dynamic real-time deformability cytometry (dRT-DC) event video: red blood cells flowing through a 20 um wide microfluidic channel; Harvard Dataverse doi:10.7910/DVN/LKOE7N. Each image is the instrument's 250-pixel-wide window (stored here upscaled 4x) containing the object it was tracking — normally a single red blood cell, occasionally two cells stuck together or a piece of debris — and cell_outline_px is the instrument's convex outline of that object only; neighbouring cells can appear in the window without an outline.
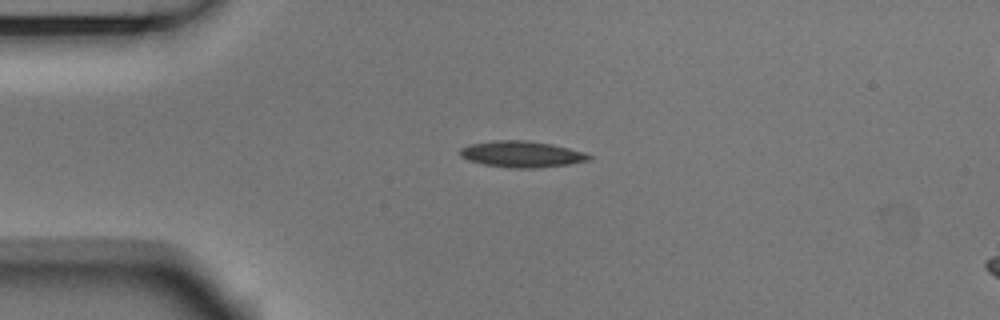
{"species": "Egyptian fruit bat (a non-hibernating species)", "species_latin": "Rousettus aegyptiacus", "temperature_condition": "room temperature", "stored_images_in_passage": 43, "camera_frame_rate_fps": 3000, "um_per_image_px": 0.085, "animal": {"sex": "male"}, "frame": {"image": 1, "passage_image": 1, "time_ms": 0.0, "image_size_px": [1000, 320], "cell_outline_px": [[592, 160], [568, 164], [540, 168], [508, 168], [484, 164], [468, 160], [460, 156], [460, 148], [472, 144], [496, 140], [524, 140], [552, 144], [584, 152], [592, 156]], "centroid_in_image_um": [44.37, 13.11], "position_along_channel_um": 40.6, "area_um2": 19.71}}
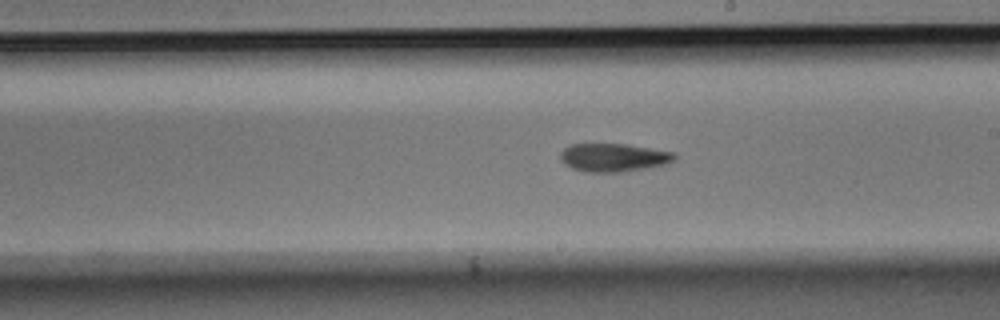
{"frame": {"image": 2, "passage_image": 19, "time_ms": 6.0, "image_size_px": [1000, 320], "cell_outline_px": [[676, 156], [668, 164], [620, 172], [584, 172], [572, 168], [564, 164], [560, 160], [560, 152], [568, 144], [624, 144], [676, 152]], "centroid_in_image_um": [52.11, 13.38], "position_along_channel_um": 236.9, "area_um2": 18.84}}
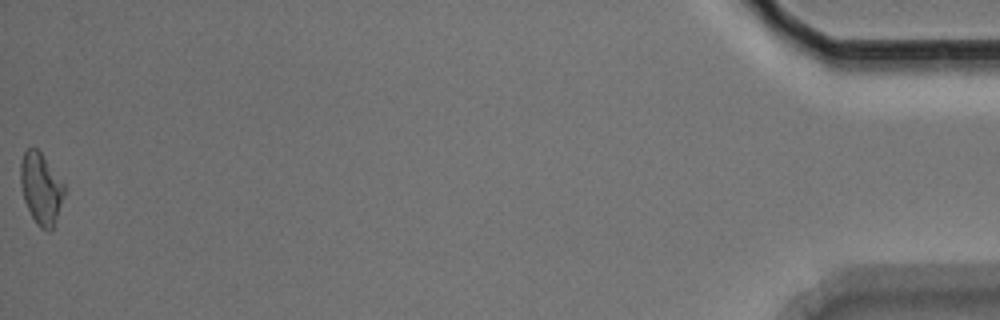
{"frame": {"image": 3, "passage_image": 43, "time_ms": 14.0, "image_size_px": [1000, 320], "cell_outline_px": [[64, 192], [52, 228], [48, 232], [40, 228], [36, 224], [24, 200], [20, 184], [20, 164], [24, 152], [28, 148], [36, 148], [40, 152], [64, 184]], "centroid_in_image_um": [3.44, 16.02], "position_along_channel_um": 431.8, "area_um2": 17.69}, "authors_computed_cell_mechanics": {"area_um2": 18.4382, "velocity_mm_per_s": 3.6759, "shape_relaxation_time_tau1_ms": 6.0578, "shape_relaxation_time_tau2_ms": null, "deformation_change_tau1": 0.1468, "deformation_change_tau2": null}}